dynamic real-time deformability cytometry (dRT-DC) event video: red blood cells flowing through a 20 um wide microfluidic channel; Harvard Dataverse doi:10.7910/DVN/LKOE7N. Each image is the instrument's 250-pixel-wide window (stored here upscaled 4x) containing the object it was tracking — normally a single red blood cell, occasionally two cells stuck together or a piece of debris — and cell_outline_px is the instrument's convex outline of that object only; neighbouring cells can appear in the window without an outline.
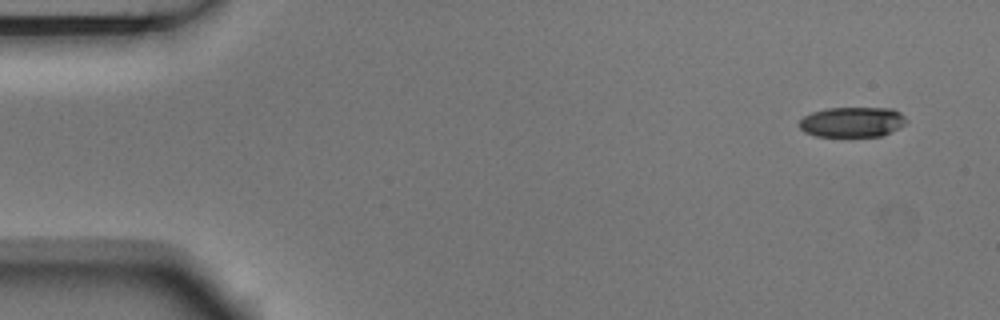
{"species": "Egyptian fruit bat (a non-hibernating species)", "species_latin": "Rousettus aegyptiacus", "temperature_condition": "room temperature", "stored_images_in_passage": 8, "camera_frame_rate_fps": 3000, "um_per_image_px": 0.085, "animal": {"sex": "male"}, "frame": {"image": 1, "passage_image": 1, "time_ms": 0.0, "image_size_px": [1000, 320], "cell_outline_px": [[908, 120], [900, 128], [880, 136], [816, 136], [804, 132], [796, 124], [804, 116], [812, 112], [828, 108], [892, 108], [900, 112]], "centroid_in_image_um": [72.43, 10.37], "position_along_channel_um": 12.6, "area_um2": 18.9}}
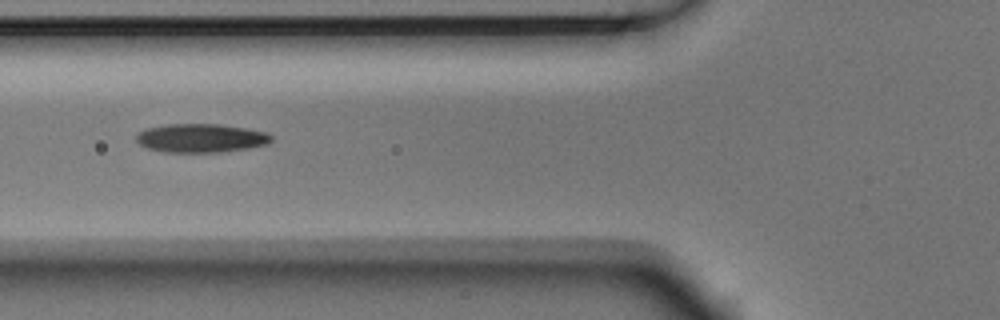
{"frame": {"image": 2, "passage_image": 6, "time_ms": 1.667, "image_size_px": [1000, 320], "cell_outline_px": [[272, 140], [268, 144], [248, 148], [220, 152], [164, 152], [144, 148], [136, 140], [136, 136], [144, 128], [168, 124], [220, 124], [268, 132], [272, 136]], "centroid_in_image_um": [17.07, 11.74], "position_along_channel_um": 108.7, "area_um2": 22.72}}
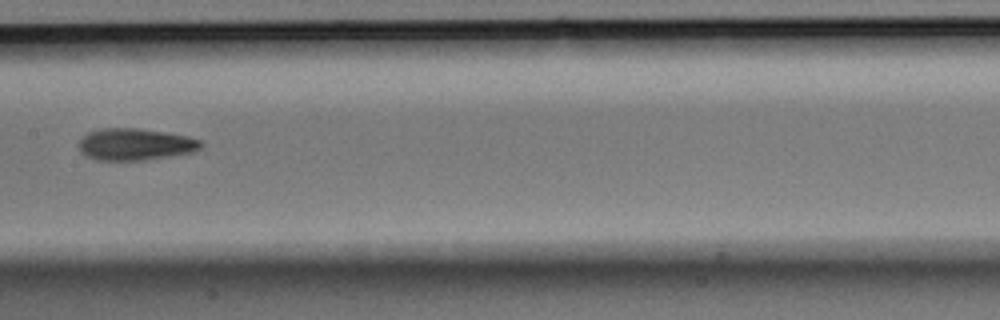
{"frame": {"image": 3, "passage_image": 8, "time_ms": 2.333, "image_size_px": [1000, 320], "cell_outline_px": [[204, 144], [200, 148], [192, 152], [144, 160], [96, 160], [84, 156], [80, 152], [80, 140], [88, 132], [100, 128], [136, 128], [188, 136], [204, 140]], "centroid_in_image_um": [11.49, 12.27], "position_along_channel_um": 195.9, "area_um2": 22.66}}